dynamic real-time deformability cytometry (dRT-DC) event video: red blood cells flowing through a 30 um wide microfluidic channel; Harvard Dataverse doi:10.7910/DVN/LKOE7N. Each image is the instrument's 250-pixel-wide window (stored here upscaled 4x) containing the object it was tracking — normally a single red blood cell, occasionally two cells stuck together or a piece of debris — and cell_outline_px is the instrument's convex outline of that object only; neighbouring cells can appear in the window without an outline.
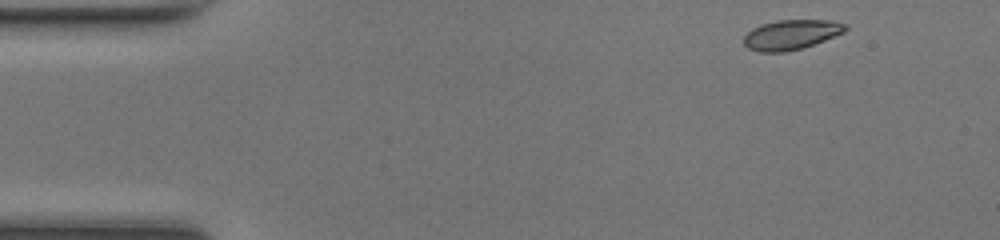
{"species": "common noctule bat (a hibernating species)", "species_latin": "Nyctalus noctula", "temperature_condition": "room temperature", "stored_images_in_passage": 44, "camera_frame_rate_fps": 3000, "um_per_image_px": 0.085, "animal": {"sex": "female", "body_mass_g": 17.0, "forearm_length_mm": 48.0}, "frame": {"image": 1, "passage_image": 1, "time_ms": 0.0, "image_size_px": [1000, 240], "cell_outline_px": [[848, 28], [844, 32], [804, 48], [784, 52], [760, 52], [748, 48], [744, 44], [744, 36], [752, 28], [760, 24], [776, 20], [832, 20], [848, 24]], "centroid_in_image_um": [67.26, 2.94], "position_along_channel_um": 17.7, "area_um2": 17.8}}
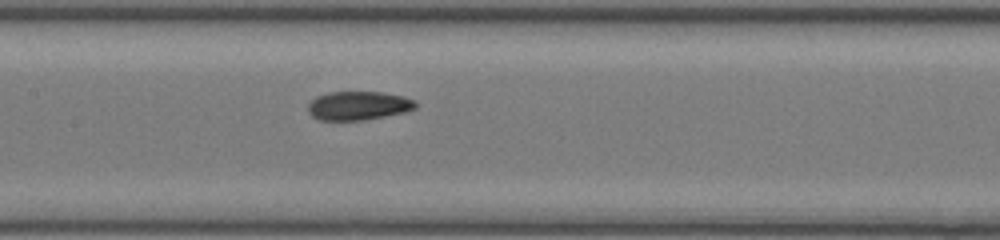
{"frame": {"image": 2, "passage_image": 19, "time_ms": 6.0, "image_size_px": [1000, 240], "cell_outline_px": [[416, 108], [404, 112], [364, 120], [320, 120], [312, 116], [308, 112], [308, 104], [316, 96], [328, 92], [384, 92], [404, 96], [416, 100]], "centroid_in_image_um": [30.46, 8.97], "position_along_channel_um": 176.9, "area_um2": 18.09}}
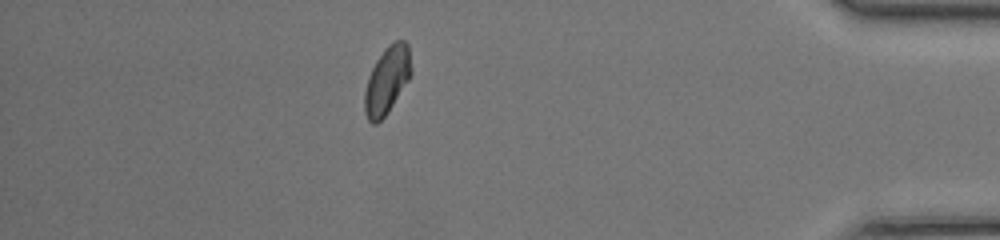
{"frame": {"image": 3, "passage_image": 38, "time_ms": 12.333, "image_size_px": [1000, 240], "cell_outline_px": [[412, 72], [408, 80], [388, 112], [376, 124], [372, 124], [368, 120], [364, 112], [364, 92], [368, 76], [376, 60], [384, 48], [388, 44], [396, 40], [404, 40], [408, 44], [412, 68]], "centroid_in_image_um": [32.89, 6.8], "position_along_channel_um": 402.3, "area_um2": 18.38}, "authors_computed_cell_mechanics": {"area_um2": 18.0914, "velocity_mm_per_s": 4.3069, "shape_relaxation_time_tau1_ms": 3.8689, "shape_relaxation_time_tau2_ms": 1.1345, "deformation_change_tau1": 0.1508, "deformation_change_tau2": 0.0457}}